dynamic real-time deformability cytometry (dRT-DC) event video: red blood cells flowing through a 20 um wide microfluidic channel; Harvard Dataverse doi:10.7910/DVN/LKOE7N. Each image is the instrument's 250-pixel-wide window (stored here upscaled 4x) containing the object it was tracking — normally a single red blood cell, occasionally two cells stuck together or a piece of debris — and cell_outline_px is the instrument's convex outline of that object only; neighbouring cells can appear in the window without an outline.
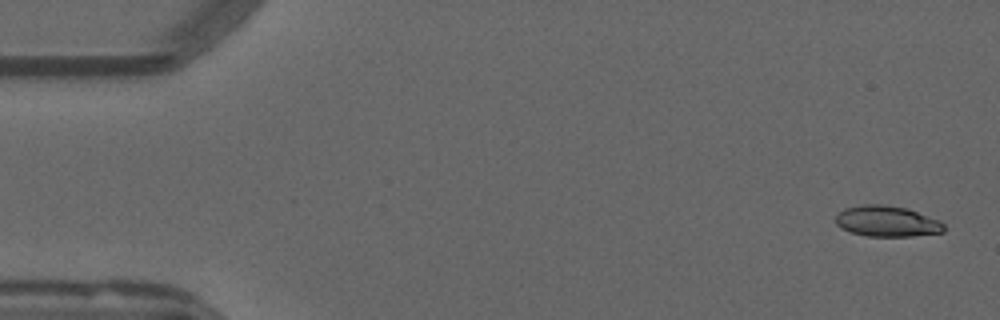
{"species": "common noctule bat (a hibernating species)", "species_latin": "Nyctalus noctula", "temperature_condition": "warm", "stored_images_in_passage": 12, "camera_frame_rate_fps": 3000, "um_per_image_px": 0.085, "animal": {"sex": "male", "forearm_length_mm": 52.5}, "frame": {"image": 1, "passage_image": 1, "time_ms": 0.0, "image_size_px": [1000, 320], "cell_outline_px": [[944, 232], [912, 236], [868, 236], [852, 232], [840, 228], [836, 224], [836, 216], [844, 208], [864, 204], [880, 204], [908, 208], [940, 220], [944, 224]], "centroid_in_image_um": [75.41, 18.8], "position_along_channel_um": 9.6, "area_um2": 19.48}}